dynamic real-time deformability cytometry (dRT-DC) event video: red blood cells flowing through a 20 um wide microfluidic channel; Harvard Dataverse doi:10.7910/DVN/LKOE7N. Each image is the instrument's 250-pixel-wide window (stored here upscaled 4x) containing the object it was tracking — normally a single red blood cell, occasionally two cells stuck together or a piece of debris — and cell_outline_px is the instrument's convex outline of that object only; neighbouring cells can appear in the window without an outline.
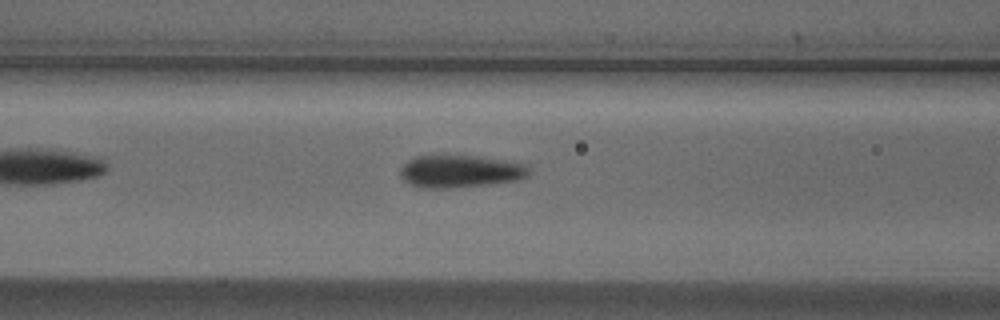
{"species": "Egyptian fruit bat (a non-hibernating species)", "species_latin": "Rousettus aegyptiacus", "temperature_condition": "cold", "stored_images_in_passage": 7, "camera_frame_rate_fps": 3000, "um_per_image_px": 0.085, "animal": {"sex": "male"}, "frame": {"image": 1, "passage_image": 5, "time_ms": 1.333, "image_size_px": [1000, 320], "cell_outline_px": [[532, 172], [528, 176], [516, 180], [488, 184], [452, 188], [420, 188], [408, 184], [400, 176], [400, 168], [408, 160], [416, 156], [444, 152], [480, 156], [532, 164]], "centroid_in_image_um": [39.14, 14.51], "position_along_channel_um": 127.5, "area_um2": 25.72}}